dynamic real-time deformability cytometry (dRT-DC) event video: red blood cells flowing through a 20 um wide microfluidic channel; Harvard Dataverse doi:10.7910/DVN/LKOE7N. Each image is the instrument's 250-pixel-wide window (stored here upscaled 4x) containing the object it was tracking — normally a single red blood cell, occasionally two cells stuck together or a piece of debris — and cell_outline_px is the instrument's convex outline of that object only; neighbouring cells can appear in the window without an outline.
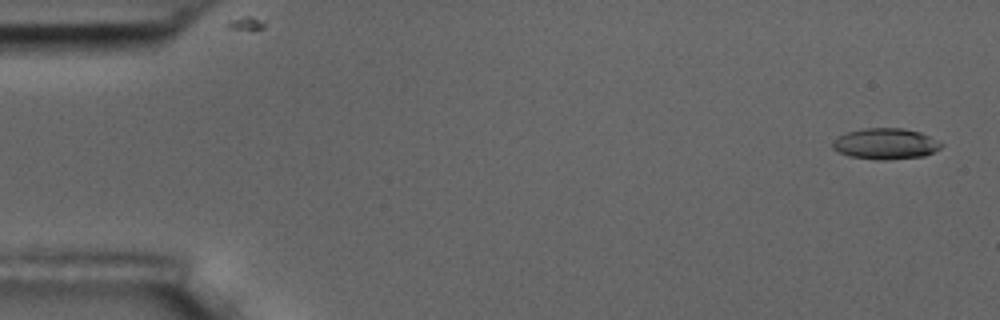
{"species": "common noctule bat (a hibernating species)", "species_latin": "Nyctalus noctula", "temperature_condition": "room temperature", "stored_images_in_passage": 4, "camera_frame_rate_fps": 3000, "um_per_image_px": 0.085, "animal": {"sex": "male", "body_mass_g": 17.5, "forearm_length_mm": 52.3}, "frame": {"image": 1, "passage_image": 1, "time_ms": 0.0, "image_size_px": [1000, 320], "cell_outline_px": [[944, 144], [940, 148], [924, 156], [884, 160], [876, 160], [848, 156], [836, 152], [832, 148], [832, 144], [836, 136], [848, 132], [864, 128], [904, 128], [920, 132]], "centroid_in_image_um": [75.22, 12.22], "position_along_channel_um": 9.8, "area_um2": 19.71}}